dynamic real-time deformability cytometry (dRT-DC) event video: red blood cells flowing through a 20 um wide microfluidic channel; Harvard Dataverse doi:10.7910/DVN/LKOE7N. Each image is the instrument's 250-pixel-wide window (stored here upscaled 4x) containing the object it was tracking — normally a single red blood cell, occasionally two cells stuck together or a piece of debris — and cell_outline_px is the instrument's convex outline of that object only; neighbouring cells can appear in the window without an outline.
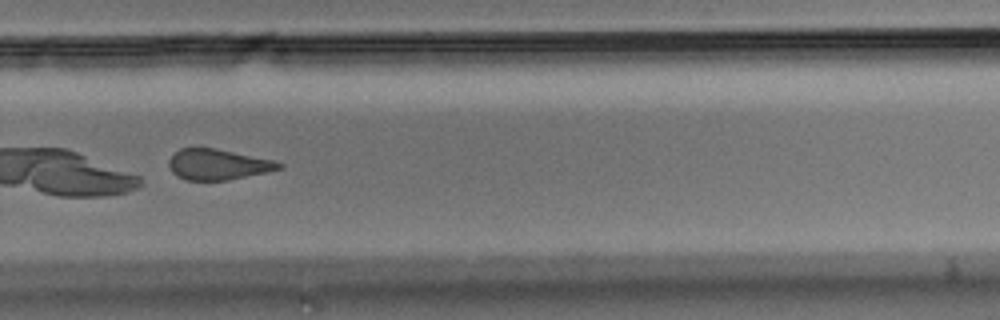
{"species": "Egyptian fruit bat (a non-hibernating species)", "species_latin": "Rousettus aegyptiacus", "temperature_condition": "room temperature", "stored_images_in_passage": 24, "camera_frame_rate_fps": 3000, "um_per_image_px": 0.085, "animal": {"sex": "male"}, "frame": {"image": 1, "passage_image": 21, "time_ms": 6.667, "image_size_px": [1000, 320], "cell_outline_px": [[284, 168], [268, 172], [228, 180], [184, 180], [172, 172], [168, 164], [168, 160], [180, 148], [216, 148], [272, 160], [284, 164]], "centroid_in_image_um": [18.53, 13.98], "position_along_channel_um": 311.3, "area_um2": 19.65}}